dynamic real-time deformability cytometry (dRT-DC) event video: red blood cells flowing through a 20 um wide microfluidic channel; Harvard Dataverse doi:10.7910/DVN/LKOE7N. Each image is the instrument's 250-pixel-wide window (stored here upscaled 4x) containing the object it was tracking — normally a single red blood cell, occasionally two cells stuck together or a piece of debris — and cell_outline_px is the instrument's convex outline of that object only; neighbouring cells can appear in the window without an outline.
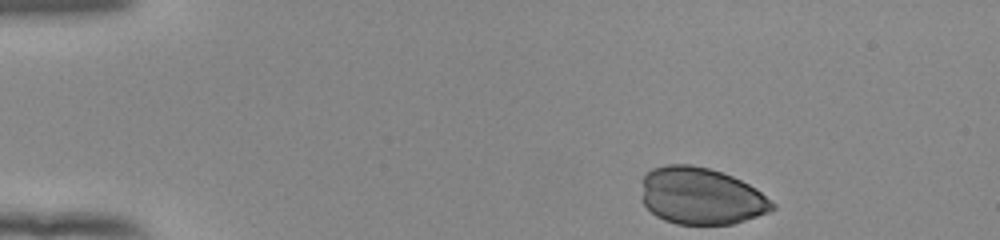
{"species": "human", "species_latin": "Homo sapiens", "temperature_condition": "room temperature", "stored_images_in_passage": 37, "camera_frame_rate_fps": 3000, "um_per_image_px": 0.085, "donor": {"sex": "female"}, "frame": {"image": 1, "passage_image": 1, "time_ms": 0.0, "image_size_px": [1000, 240], "cell_outline_px": [[776, 208], [768, 212], [732, 224], [676, 224], [664, 220], [656, 216], [644, 204], [644, 176], [652, 168], [668, 164], [692, 164], [708, 168], [732, 176], [756, 188], [776, 204]], "centroid_in_image_um": [59.62, 16.66], "position_along_channel_um": 25.4, "area_um2": 43.06}}
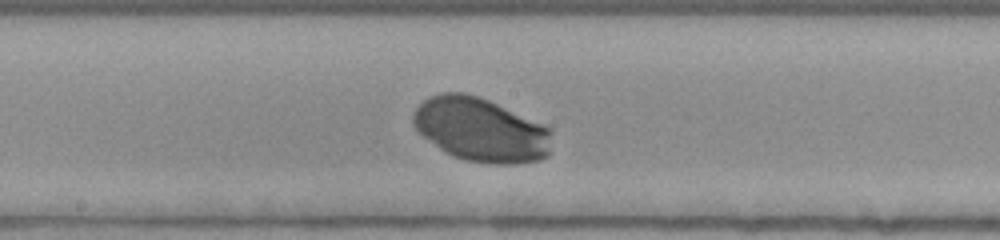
{"frame": {"image": 2, "passage_image": 22, "time_ms": 7.0, "image_size_px": [1000, 240], "cell_outline_px": [[552, 132], [548, 156], [540, 160], [516, 164], [488, 164], [464, 160], [452, 156], [440, 148], [424, 136], [412, 124], [412, 116], [416, 108], [428, 96], [440, 92], [464, 92], [480, 96], [552, 128]], "centroid_in_image_um": [40.88, 11.02], "position_along_channel_um": 207.3, "area_um2": 51.9}}
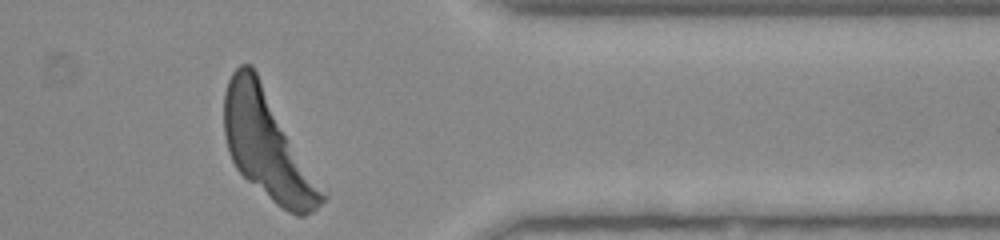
{"frame": {"image": 3, "passage_image": 37, "time_ms": 12.0, "image_size_px": [1000, 240], "cell_outline_px": [[328, 196], [312, 212], [304, 216], [296, 216], [288, 212], [276, 204], [248, 180], [236, 168], [228, 152], [224, 136], [224, 92], [228, 80], [232, 72], [240, 64], [252, 64]], "centroid_in_image_um": [22.72, 12.37], "position_along_channel_um": 388.7, "area_um2": 60.63}}